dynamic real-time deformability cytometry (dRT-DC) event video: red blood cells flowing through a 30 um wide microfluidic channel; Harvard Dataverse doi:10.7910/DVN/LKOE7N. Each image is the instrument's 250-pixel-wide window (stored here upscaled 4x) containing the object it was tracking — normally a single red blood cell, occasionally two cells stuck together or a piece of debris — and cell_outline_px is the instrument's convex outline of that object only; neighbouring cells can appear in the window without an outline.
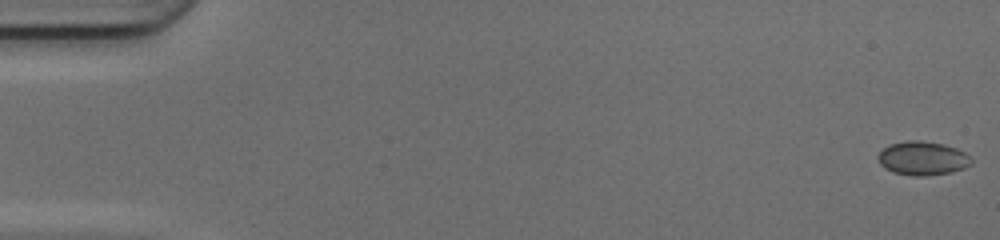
{"species": "common noctule bat (a hibernating species)", "species_latin": "Nyctalus noctula", "temperature_condition": "cold", "stored_images_in_passage": 50, "camera_frame_rate_fps": 3000, "um_per_image_px": 0.085, "animal": {"sex": "female", "body_mass_g": 17.0, "forearm_length_mm": 48.0}, "frame": {"image": 1, "passage_image": 1, "time_ms": 0.0, "image_size_px": [1000, 240], "cell_outline_px": [[972, 164], [964, 168], [948, 172], [924, 176], [912, 176], [892, 172], [884, 168], [880, 164], [880, 152], [884, 148], [892, 144], [912, 140], [916, 140], [940, 144], [964, 152], [972, 160]], "centroid_in_image_um": [78.41, 13.48], "position_along_channel_um": 6.6, "area_um2": 17.8}}
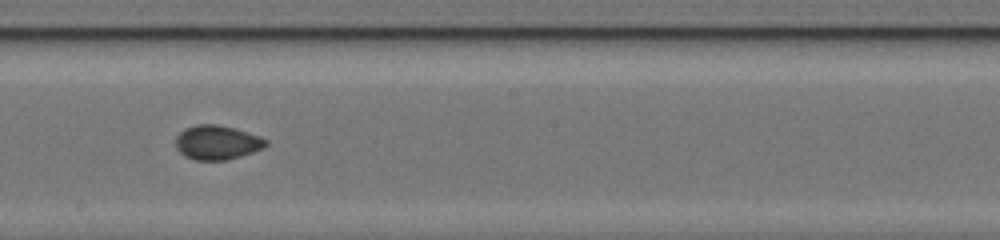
{"frame": {"image": 2, "passage_image": 29, "time_ms": 9.333, "image_size_px": [1000, 240], "cell_outline_px": [[268, 144], [264, 148], [228, 160], [196, 160], [184, 156], [176, 148], [176, 136], [184, 128], [196, 124], [216, 124], [236, 128], [268, 140]], "centroid_in_image_um": [18.44, 12.1], "position_along_channel_um": 229.8, "area_um2": 18.09}}
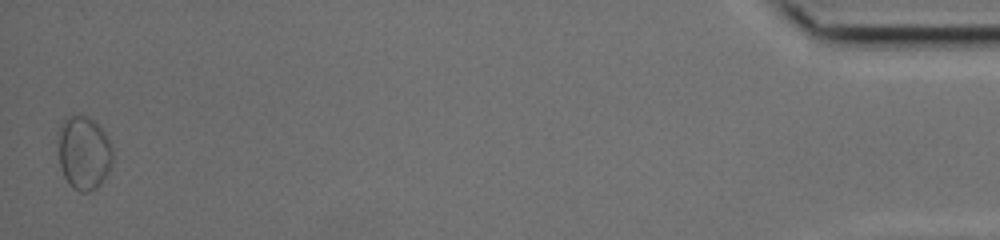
{"frame": {"image": 3, "passage_image": 50, "time_ms": 16.333, "image_size_px": [1000, 240], "cell_outline_px": [[112, 164], [108, 172], [100, 184], [96, 188], [88, 192], [80, 192], [72, 188], [64, 176], [60, 164], [60, 128], [64, 120], [72, 112], [80, 112], [88, 116], [104, 132], [112, 148]], "centroid_in_image_um": [7.14, 12.97], "position_along_channel_um": 428.1, "area_um2": 23.24}, "authors_computed_cell_mechanics": {"area_um2": 17.5134, "velocity_mm_per_s": 4.1764, "shape_relaxation_time_tau1_ms": 7.0061, "shape_relaxation_time_tau2_ms": 2.6802, "deformation_change_tau1": 0.0548, "deformation_change_tau2": 0.0565}}